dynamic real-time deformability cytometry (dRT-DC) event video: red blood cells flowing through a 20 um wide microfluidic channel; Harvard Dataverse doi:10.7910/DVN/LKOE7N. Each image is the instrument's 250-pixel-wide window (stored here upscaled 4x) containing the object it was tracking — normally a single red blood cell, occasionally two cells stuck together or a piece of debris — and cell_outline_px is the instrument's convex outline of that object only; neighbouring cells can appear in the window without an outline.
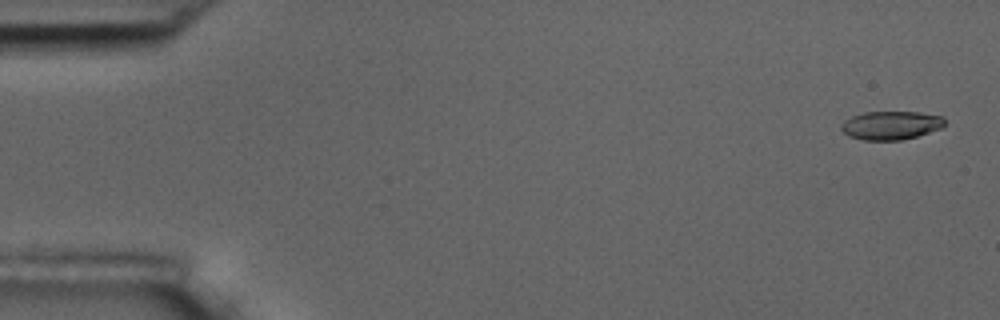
{"species": "common noctule bat (a hibernating species)", "species_latin": "Nyctalus noctula", "temperature_condition": "room temperature", "stored_images_in_passage": 7, "camera_frame_rate_fps": 3000, "um_per_image_px": 0.085, "animal": {"sex": "male", "body_mass_g": 17.5, "forearm_length_mm": 52.3}, "frame": {"image": 1, "passage_image": 1, "time_ms": 0.0, "image_size_px": [1000, 320], "cell_outline_px": [[944, 124], [940, 128], [916, 136], [900, 140], [864, 140], [848, 136], [840, 128], [840, 124], [844, 120], [852, 116], [864, 112], [916, 112], [944, 116]], "centroid_in_image_um": [75.69, 10.65], "position_along_channel_um": 9.3, "area_um2": 17.11}}
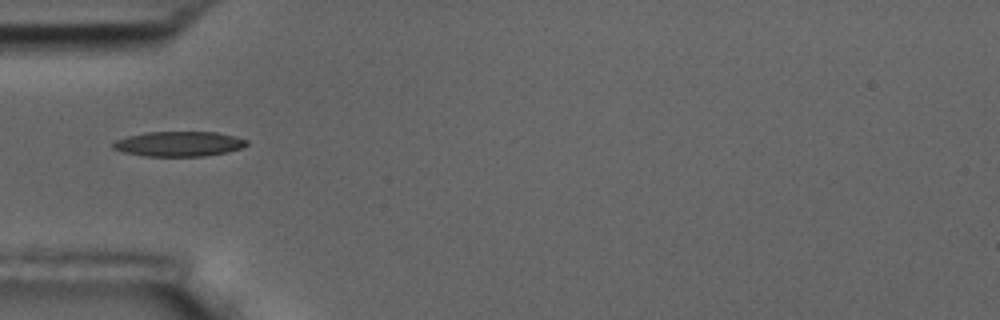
{"frame": {"image": 2, "passage_image": 5, "time_ms": 5.333, "image_size_px": [1000, 320], "cell_outline_px": [[248, 144], [240, 148], [228, 152], [204, 156], [144, 156], [124, 152], [112, 148], [112, 144], [116, 140], [128, 136], [148, 132], [216, 132], [236, 136], [248, 140]], "centroid_in_image_um": [15.23, 12.23], "position_along_channel_um": 69.8, "area_um2": 19.42}}